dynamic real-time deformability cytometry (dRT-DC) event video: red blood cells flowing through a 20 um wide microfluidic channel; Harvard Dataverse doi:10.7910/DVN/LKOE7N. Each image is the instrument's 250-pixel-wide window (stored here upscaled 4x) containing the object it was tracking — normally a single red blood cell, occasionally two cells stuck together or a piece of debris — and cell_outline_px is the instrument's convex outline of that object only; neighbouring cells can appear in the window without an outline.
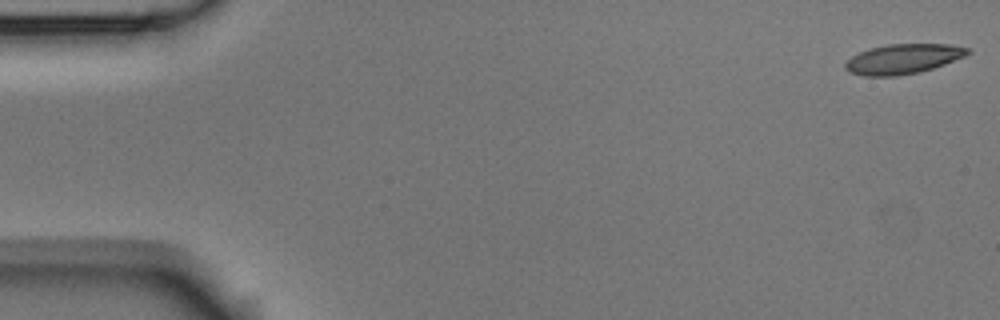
{"species": "Egyptian fruit bat (a non-hibernating species)", "species_latin": "Rousettus aegyptiacus", "temperature_condition": "room temperature", "stored_images_in_passage": 5, "camera_frame_rate_fps": 3000, "um_per_image_px": 0.085, "animal": {"sex": "male"}, "frame": {"image": 1, "passage_image": 1, "time_ms": 0.0, "image_size_px": [1000, 320], "cell_outline_px": [[972, 52], [964, 56], [944, 64], [920, 72], [896, 76], [864, 76], [848, 72], [844, 68], [844, 64], [852, 56], [860, 52], [872, 48], [888, 44], [948, 44], [968, 48]], "centroid_in_image_um": [76.74, 5.01], "position_along_channel_um": 8.3, "area_um2": 21.15}}
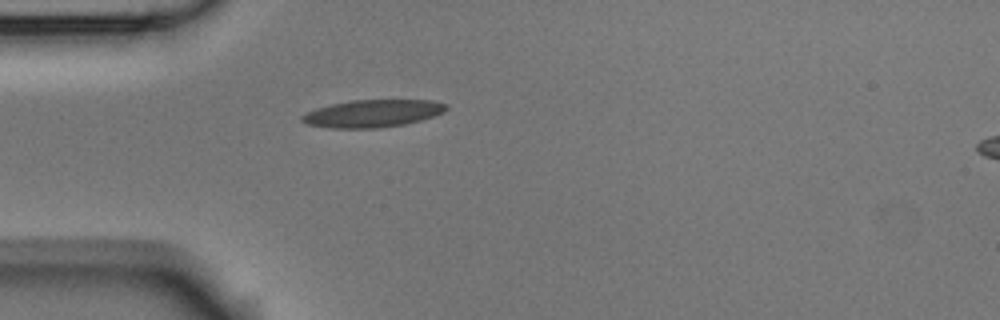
{"frame": {"image": 2, "passage_image": 5, "time_ms": 1.333, "image_size_px": [1000, 320], "cell_outline_px": [[448, 108], [444, 112], [420, 120], [404, 124], [376, 128], [332, 128], [308, 124], [300, 120], [300, 116], [316, 108], [332, 104], [352, 100], [432, 100], [448, 104]], "centroid_in_image_um": [31.68, 9.64], "position_along_channel_um": 53.3, "area_um2": 22.95}}